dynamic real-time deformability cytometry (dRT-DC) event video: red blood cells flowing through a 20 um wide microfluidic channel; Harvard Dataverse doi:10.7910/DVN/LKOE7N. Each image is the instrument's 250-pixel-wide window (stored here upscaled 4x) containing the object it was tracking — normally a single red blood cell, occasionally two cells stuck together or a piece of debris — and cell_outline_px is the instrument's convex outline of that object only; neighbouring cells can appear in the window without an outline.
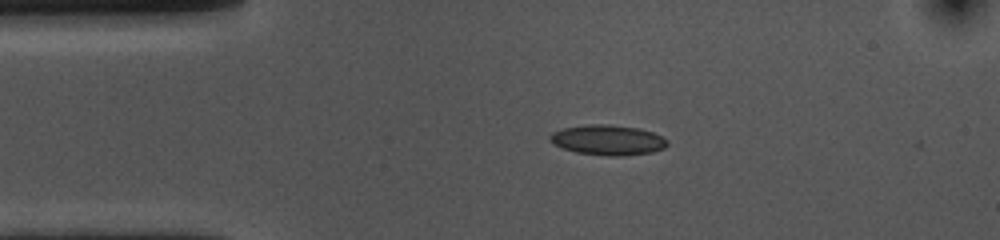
{"species": "common noctule bat (a hibernating species)", "species_latin": "Nyctalus noctula", "temperature_condition": "cold", "stored_images_in_passage": 44, "camera_frame_rate_fps": 3000, "um_per_image_px": 0.085, "animal": {"sex": "female", "body_mass_g": 10.0, "forearm_length_mm": 53.1}, "frame": {"image": 1, "passage_image": 1, "time_ms": 0.0, "image_size_px": [1000, 240], "cell_outline_px": [[668, 144], [664, 148], [652, 152], [624, 156], [608, 156], [576, 152], [552, 144], [548, 140], [548, 136], [552, 132], [564, 128], [588, 124], [612, 124], [636, 128], [652, 132], [668, 140]], "centroid_in_image_um": [51.64, 11.9], "position_along_channel_um": 33.4, "area_um2": 20.69}}
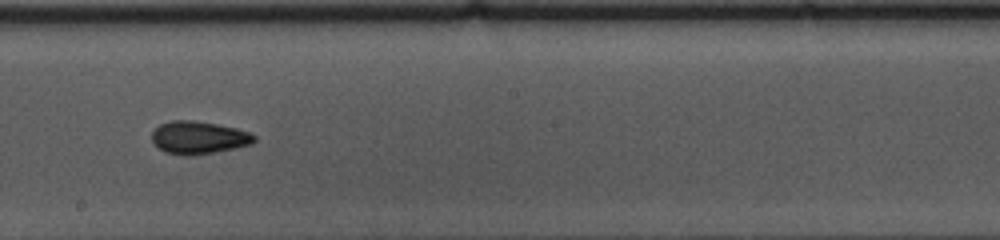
{"frame": {"image": 2, "passage_image": 20, "time_ms": 6.333, "image_size_px": [1000, 240], "cell_outline_px": [[256, 140], [252, 144], [212, 152], [164, 152], [152, 140], [152, 132], [160, 124], [172, 120], [192, 120], [216, 124], [236, 128], [248, 132], [256, 136]], "centroid_in_image_um": [16.91, 11.63], "position_along_channel_um": 231.3, "area_um2": 18.55}}
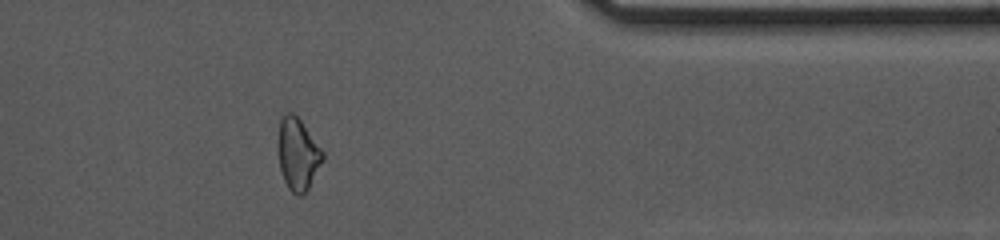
{"frame": {"image": 3, "passage_image": 35, "time_ms": 11.333, "image_size_px": [1000, 240], "cell_outline_px": [[324, 156], [304, 196], [296, 196], [288, 188], [284, 180], [280, 168], [276, 144], [280, 120], [284, 112], [292, 112], [300, 120], [324, 152]], "centroid_in_image_um": [25.27, 13.09], "position_along_channel_um": 386.1, "area_um2": 18.79}, "authors_computed_cell_mechanics": {"area_um2": 19.0451, "velocity_mm_per_s": 3.5581, "shape_relaxation_time_tau1_ms": null, "shape_relaxation_time_tau2_ms": 4.2368, "deformation_change_tau1": null, "deformation_change_tau2": 0.0911}}